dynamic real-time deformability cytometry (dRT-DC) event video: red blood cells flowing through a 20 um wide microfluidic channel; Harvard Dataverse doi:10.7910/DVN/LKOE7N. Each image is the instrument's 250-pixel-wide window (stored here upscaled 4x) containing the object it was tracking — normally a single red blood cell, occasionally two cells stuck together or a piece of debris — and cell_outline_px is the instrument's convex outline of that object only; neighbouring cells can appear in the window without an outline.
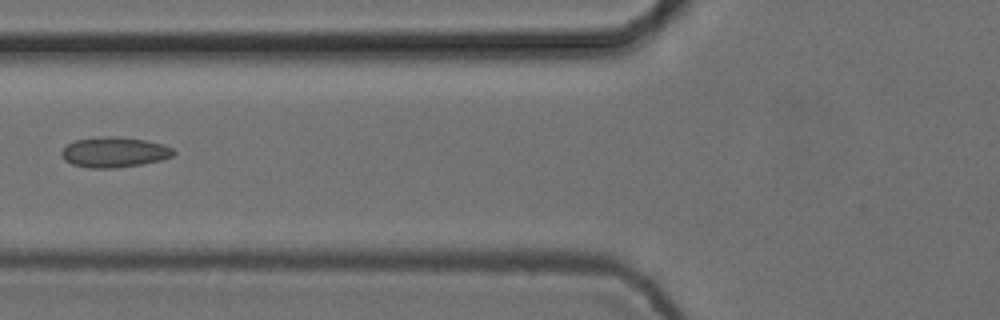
{"species": "common noctule bat (a hibernating species)", "species_latin": "Nyctalus noctula", "temperature_condition": "cold", "stored_images_in_passage": 2, "camera_frame_rate_fps": 3000, "um_per_image_px": 0.085, "animal": {"sex": "female", "body_mass_g": 24.6, "forearm_length_mm": 56.2}, "frame": {"image": 1, "passage_image": 2, "time_ms": 0.333, "image_size_px": [1000, 320], "cell_outline_px": [[176, 152], [172, 156], [160, 160], [140, 164], [116, 168], [88, 168], [72, 164], [64, 160], [60, 152], [68, 144], [76, 140], [104, 136], [112, 136], [144, 140], [164, 144], [172, 148]], "centroid_in_image_um": [9.7, 12.94], "position_along_channel_um": 116.1, "area_um2": 19.65}}